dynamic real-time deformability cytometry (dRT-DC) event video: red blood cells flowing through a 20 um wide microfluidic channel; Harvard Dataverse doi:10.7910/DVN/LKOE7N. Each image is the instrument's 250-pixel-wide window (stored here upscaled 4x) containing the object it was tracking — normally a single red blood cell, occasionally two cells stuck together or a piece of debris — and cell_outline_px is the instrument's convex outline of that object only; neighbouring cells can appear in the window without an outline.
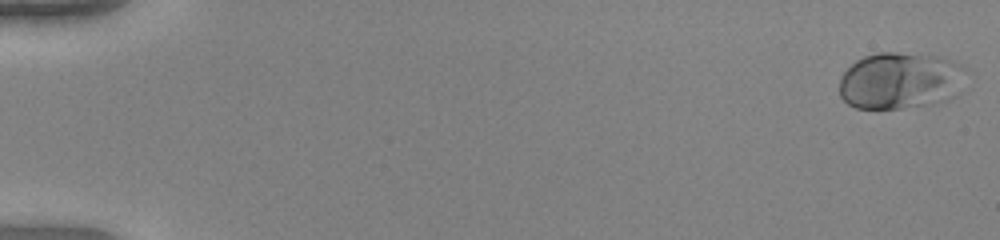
{"species": "human", "species_latin": "Homo sapiens", "temperature_condition": "warm", "stored_images_in_passage": 52, "camera_frame_rate_fps": 3000, "um_per_image_px": 0.085, "donor": {"sex": "female"}, "frame": {"image": 1, "passage_image": 1, "time_ms": 0.0, "image_size_px": [1000, 240], "cell_outline_px": [[968, 68], [960, 92], [956, 96], [948, 100], [900, 108], [856, 108], [848, 104], [840, 96], [840, 76], [856, 60], [864, 56], [880, 52], [896, 52], [940, 56], [952, 60]], "centroid_in_image_um": [76.56, 6.84], "position_along_channel_um": 8.4, "area_um2": 42.25}}
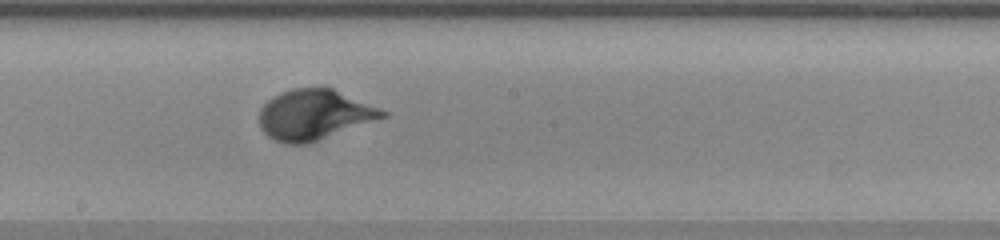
{"frame": {"image": 2, "passage_image": 30, "time_ms": 9.667, "image_size_px": [1000, 240], "cell_outline_px": [[388, 116], [308, 144], [284, 144], [268, 136], [260, 128], [260, 108], [272, 96], [280, 92], [292, 88], [324, 84], [388, 112]], "centroid_in_image_um": [26.7, 9.72], "position_along_channel_um": 221.5, "area_um2": 36.65}}
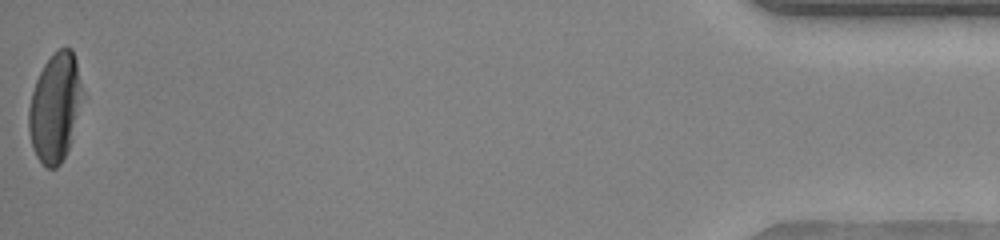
{"frame": {"image": 3, "passage_image": 52, "time_ms": 17.0, "image_size_px": [1000, 240], "cell_outline_px": [[84, 96], [72, 140], [60, 164], [56, 168], [44, 168], [36, 156], [32, 148], [28, 128], [28, 108], [32, 92], [36, 80], [44, 64], [60, 48], [72, 48], [76, 60], [84, 92]], "centroid_in_image_um": [4.69, 9.16], "position_along_channel_um": 430.5, "area_um2": 34.39}}